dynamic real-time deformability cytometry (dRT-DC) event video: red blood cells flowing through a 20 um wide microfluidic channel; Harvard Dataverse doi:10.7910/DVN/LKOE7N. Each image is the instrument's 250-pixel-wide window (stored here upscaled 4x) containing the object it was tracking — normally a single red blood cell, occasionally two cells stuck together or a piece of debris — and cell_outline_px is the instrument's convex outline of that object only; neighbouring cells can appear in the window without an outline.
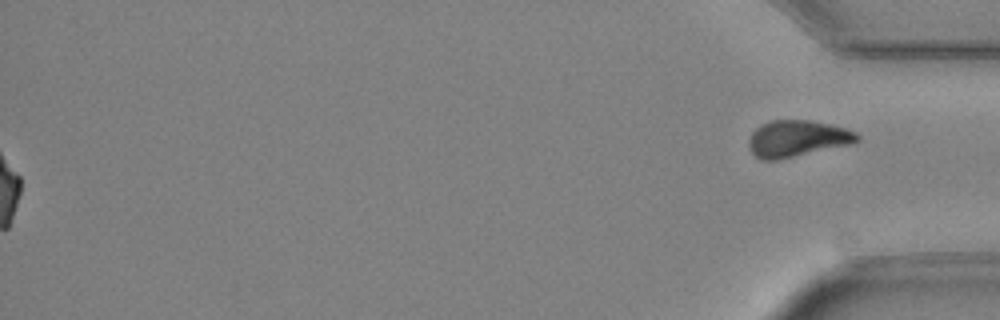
{"species": "Egyptian fruit bat (a non-hibernating species)", "species_latin": "Rousettus aegyptiacus", "temperature_condition": "cold", "stored_images_in_passage": 35, "segment_of_instrument_passage": [2, 2], "camera_frame_rate_fps": 3000, "um_per_image_px": 0.085, "animal": {"sex": "female"}, "frame": {"image": 1, "passage_image": 35, "time_ms": 11.333, "image_size_px": [1000, 320], "cell_outline_px": [[860, 140], [852, 144], [776, 160], [760, 160], [748, 148], [748, 140], [752, 132], [760, 124], [768, 120], [812, 120], [844, 128], [856, 132], [860, 136]], "centroid_in_image_um": [67.74, 11.77], "position_along_channel_um": 367.5, "area_um2": 23.18}}